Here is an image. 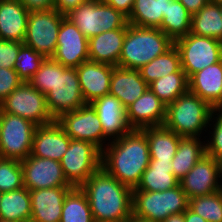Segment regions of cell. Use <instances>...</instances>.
<instances>
[{"instance_id":"cell-1","label":"cell","mask_w":222,"mask_h":222,"mask_svg":"<svg viewBox=\"0 0 222 222\" xmlns=\"http://www.w3.org/2000/svg\"><path fill=\"white\" fill-rule=\"evenodd\" d=\"M28 82L46 96L47 108L54 120L86 104L76 68L64 67L53 58H45Z\"/></svg>"},{"instance_id":"cell-2","label":"cell","mask_w":222,"mask_h":222,"mask_svg":"<svg viewBox=\"0 0 222 222\" xmlns=\"http://www.w3.org/2000/svg\"><path fill=\"white\" fill-rule=\"evenodd\" d=\"M104 144L101 167L132 190L139 185L150 163L149 145L145 133L132 129L119 139Z\"/></svg>"},{"instance_id":"cell-3","label":"cell","mask_w":222,"mask_h":222,"mask_svg":"<svg viewBox=\"0 0 222 222\" xmlns=\"http://www.w3.org/2000/svg\"><path fill=\"white\" fill-rule=\"evenodd\" d=\"M95 222H124L132 214V189L100 167L80 187Z\"/></svg>"},{"instance_id":"cell-4","label":"cell","mask_w":222,"mask_h":222,"mask_svg":"<svg viewBox=\"0 0 222 222\" xmlns=\"http://www.w3.org/2000/svg\"><path fill=\"white\" fill-rule=\"evenodd\" d=\"M173 45L174 42L159 28L128 24L117 66L139 70Z\"/></svg>"},{"instance_id":"cell-5","label":"cell","mask_w":222,"mask_h":222,"mask_svg":"<svg viewBox=\"0 0 222 222\" xmlns=\"http://www.w3.org/2000/svg\"><path fill=\"white\" fill-rule=\"evenodd\" d=\"M212 106L187 90L166 106L164 126L181 137H200L202 130L211 126Z\"/></svg>"},{"instance_id":"cell-6","label":"cell","mask_w":222,"mask_h":222,"mask_svg":"<svg viewBox=\"0 0 222 222\" xmlns=\"http://www.w3.org/2000/svg\"><path fill=\"white\" fill-rule=\"evenodd\" d=\"M189 198L178 184L166 191H132V213L152 222H162L172 214L184 213Z\"/></svg>"},{"instance_id":"cell-7","label":"cell","mask_w":222,"mask_h":222,"mask_svg":"<svg viewBox=\"0 0 222 222\" xmlns=\"http://www.w3.org/2000/svg\"><path fill=\"white\" fill-rule=\"evenodd\" d=\"M66 17L86 38L102 32L127 28V17L103 0H90L73 9Z\"/></svg>"},{"instance_id":"cell-8","label":"cell","mask_w":222,"mask_h":222,"mask_svg":"<svg viewBox=\"0 0 222 222\" xmlns=\"http://www.w3.org/2000/svg\"><path fill=\"white\" fill-rule=\"evenodd\" d=\"M180 54L181 68L189 78L196 72L222 60V41L188 33L174 41Z\"/></svg>"},{"instance_id":"cell-9","label":"cell","mask_w":222,"mask_h":222,"mask_svg":"<svg viewBox=\"0 0 222 222\" xmlns=\"http://www.w3.org/2000/svg\"><path fill=\"white\" fill-rule=\"evenodd\" d=\"M102 151L93 143L71 139L60 160L63 174L72 187H81L101 167Z\"/></svg>"},{"instance_id":"cell-10","label":"cell","mask_w":222,"mask_h":222,"mask_svg":"<svg viewBox=\"0 0 222 222\" xmlns=\"http://www.w3.org/2000/svg\"><path fill=\"white\" fill-rule=\"evenodd\" d=\"M0 106L4 113L20 116L37 126L55 121L48 111L46 96L29 82H22Z\"/></svg>"},{"instance_id":"cell-11","label":"cell","mask_w":222,"mask_h":222,"mask_svg":"<svg viewBox=\"0 0 222 222\" xmlns=\"http://www.w3.org/2000/svg\"><path fill=\"white\" fill-rule=\"evenodd\" d=\"M37 125L20 116L2 112L0 122V157L23 160L32 152Z\"/></svg>"},{"instance_id":"cell-12","label":"cell","mask_w":222,"mask_h":222,"mask_svg":"<svg viewBox=\"0 0 222 222\" xmlns=\"http://www.w3.org/2000/svg\"><path fill=\"white\" fill-rule=\"evenodd\" d=\"M64 17L65 15L56 9L30 12L23 44L45 58H52L56 51L59 28Z\"/></svg>"},{"instance_id":"cell-13","label":"cell","mask_w":222,"mask_h":222,"mask_svg":"<svg viewBox=\"0 0 222 222\" xmlns=\"http://www.w3.org/2000/svg\"><path fill=\"white\" fill-rule=\"evenodd\" d=\"M56 121L71 139L89 141L101 151L104 149L103 144L107 139L96 110L90 103L63 114Z\"/></svg>"},{"instance_id":"cell-14","label":"cell","mask_w":222,"mask_h":222,"mask_svg":"<svg viewBox=\"0 0 222 222\" xmlns=\"http://www.w3.org/2000/svg\"><path fill=\"white\" fill-rule=\"evenodd\" d=\"M20 162L24 187L28 190L72 187L63 174L60 161L35 157L30 154Z\"/></svg>"},{"instance_id":"cell-15","label":"cell","mask_w":222,"mask_h":222,"mask_svg":"<svg viewBox=\"0 0 222 222\" xmlns=\"http://www.w3.org/2000/svg\"><path fill=\"white\" fill-rule=\"evenodd\" d=\"M88 41L66 16L59 28L57 46L53 59L68 68H77L89 60Z\"/></svg>"},{"instance_id":"cell-16","label":"cell","mask_w":222,"mask_h":222,"mask_svg":"<svg viewBox=\"0 0 222 222\" xmlns=\"http://www.w3.org/2000/svg\"><path fill=\"white\" fill-rule=\"evenodd\" d=\"M218 179V161L205 154L194 167L179 180V185L190 199L219 191Z\"/></svg>"},{"instance_id":"cell-17","label":"cell","mask_w":222,"mask_h":222,"mask_svg":"<svg viewBox=\"0 0 222 222\" xmlns=\"http://www.w3.org/2000/svg\"><path fill=\"white\" fill-rule=\"evenodd\" d=\"M90 104L96 110L107 140L111 137V141L119 139L132 130L127 121L126 108L114 95L106 94Z\"/></svg>"},{"instance_id":"cell-18","label":"cell","mask_w":222,"mask_h":222,"mask_svg":"<svg viewBox=\"0 0 222 222\" xmlns=\"http://www.w3.org/2000/svg\"><path fill=\"white\" fill-rule=\"evenodd\" d=\"M126 117L132 129L161 126L166 118V105L148 88L126 108Z\"/></svg>"},{"instance_id":"cell-19","label":"cell","mask_w":222,"mask_h":222,"mask_svg":"<svg viewBox=\"0 0 222 222\" xmlns=\"http://www.w3.org/2000/svg\"><path fill=\"white\" fill-rule=\"evenodd\" d=\"M70 140L71 138L56 120L47 125L37 126L31 155L60 161L68 150Z\"/></svg>"},{"instance_id":"cell-20","label":"cell","mask_w":222,"mask_h":222,"mask_svg":"<svg viewBox=\"0 0 222 222\" xmlns=\"http://www.w3.org/2000/svg\"><path fill=\"white\" fill-rule=\"evenodd\" d=\"M112 65L85 61L76 68L81 92L86 103L109 94Z\"/></svg>"},{"instance_id":"cell-21","label":"cell","mask_w":222,"mask_h":222,"mask_svg":"<svg viewBox=\"0 0 222 222\" xmlns=\"http://www.w3.org/2000/svg\"><path fill=\"white\" fill-rule=\"evenodd\" d=\"M74 187H54L29 190L31 196V221L60 222L63 202Z\"/></svg>"},{"instance_id":"cell-22","label":"cell","mask_w":222,"mask_h":222,"mask_svg":"<svg viewBox=\"0 0 222 222\" xmlns=\"http://www.w3.org/2000/svg\"><path fill=\"white\" fill-rule=\"evenodd\" d=\"M147 89L148 84L142 78L140 70L113 67L109 94L119 99L125 108L135 102Z\"/></svg>"},{"instance_id":"cell-23","label":"cell","mask_w":222,"mask_h":222,"mask_svg":"<svg viewBox=\"0 0 222 222\" xmlns=\"http://www.w3.org/2000/svg\"><path fill=\"white\" fill-rule=\"evenodd\" d=\"M29 13L19 0H0V39L23 43Z\"/></svg>"},{"instance_id":"cell-24","label":"cell","mask_w":222,"mask_h":222,"mask_svg":"<svg viewBox=\"0 0 222 222\" xmlns=\"http://www.w3.org/2000/svg\"><path fill=\"white\" fill-rule=\"evenodd\" d=\"M127 28L102 32L89 38V60L117 66Z\"/></svg>"},{"instance_id":"cell-25","label":"cell","mask_w":222,"mask_h":222,"mask_svg":"<svg viewBox=\"0 0 222 222\" xmlns=\"http://www.w3.org/2000/svg\"><path fill=\"white\" fill-rule=\"evenodd\" d=\"M222 87V60L194 73L188 78V90L213 106Z\"/></svg>"},{"instance_id":"cell-26","label":"cell","mask_w":222,"mask_h":222,"mask_svg":"<svg viewBox=\"0 0 222 222\" xmlns=\"http://www.w3.org/2000/svg\"><path fill=\"white\" fill-rule=\"evenodd\" d=\"M147 138L150 160L172 161L181 136L164 125L141 129Z\"/></svg>"},{"instance_id":"cell-27","label":"cell","mask_w":222,"mask_h":222,"mask_svg":"<svg viewBox=\"0 0 222 222\" xmlns=\"http://www.w3.org/2000/svg\"><path fill=\"white\" fill-rule=\"evenodd\" d=\"M199 137H181L178 149L172 159V171L174 176L182 179L194 165L206 154L205 141Z\"/></svg>"},{"instance_id":"cell-28","label":"cell","mask_w":222,"mask_h":222,"mask_svg":"<svg viewBox=\"0 0 222 222\" xmlns=\"http://www.w3.org/2000/svg\"><path fill=\"white\" fill-rule=\"evenodd\" d=\"M171 162L150 160L139 185L133 190L156 192L176 187L179 180L173 174Z\"/></svg>"},{"instance_id":"cell-29","label":"cell","mask_w":222,"mask_h":222,"mask_svg":"<svg viewBox=\"0 0 222 222\" xmlns=\"http://www.w3.org/2000/svg\"><path fill=\"white\" fill-rule=\"evenodd\" d=\"M0 219L17 222L31 221V196L26 187L2 193Z\"/></svg>"},{"instance_id":"cell-30","label":"cell","mask_w":222,"mask_h":222,"mask_svg":"<svg viewBox=\"0 0 222 222\" xmlns=\"http://www.w3.org/2000/svg\"><path fill=\"white\" fill-rule=\"evenodd\" d=\"M170 2V0H135L127 21L138 27L158 28L166 16Z\"/></svg>"},{"instance_id":"cell-31","label":"cell","mask_w":222,"mask_h":222,"mask_svg":"<svg viewBox=\"0 0 222 222\" xmlns=\"http://www.w3.org/2000/svg\"><path fill=\"white\" fill-rule=\"evenodd\" d=\"M190 33L222 41L220 4L208 2L200 11L192 14Z\"/></svg>"},{"instance_id":"cell-32","label":"cell","mask_w":222,"mask_h":222,"mask_svg":"<svg viewBox=\"0 0 222 222\" xmlns=\"http://www.w3.org/2000/svg\"><path fill=\"white\" fill-rule=\"evenodd\" d=\"M191 20L192 15L181 2L171 1L158 28L174 42L191 31Z\"/></svg>"},{"instance_id":"cell-33","label":"cell","mask_w":222,"mask_h":222,"mask_svg":"<svg viewBox=\"0 0 222 222\" xmlns=\"http://www.w3.org/2000/svg\"><path fill=\"white\" fill-rule=\"evenodd\" d=\"M180 69V54L173 45L163 55L157 56L139 70L142 78L149 85L163 76L178 72Z\"/></svg>"},{"instance_id":"cell-34","label":"cell","mask_w":222,"mask_h":222,"mask_svg":"<svg viewBox=\"0 0 222 222\" xmlns=\"http://www.w3.org/2000/svg\"><path fill=\"white\" fill-rule=\"evenodd\" d=\"M148 88L167 106L188 90V78L181 68L155 80Z\"/></svg>"},{"instance_id":"cell-35","label":"cell","mask_w":222,"mask_h":222,"mask_svg":"<svg viewBox=\"0 0 222 222\" xmlns=\"http://www.w3.org/2000/svg\"><path fill=\"white\" fill-rule=\"evenodd\" d=\"M60 222H95L88 198L80 187H74L66 195Z\"/></svg>"},{"instance_id":"cell-36","label":"cell","mask_w":222,"mask_h":222,"mask_svg":"<svg viewBox=\"0 0 222 222\" xmlns=\"http://www.w3.org/2000/svg\"><path fill=\"white\" fill-rule=\"evenodd\" d=\"M188 208L207 222H222V192L190 198Z\"/></svg>"},{"instance_id":"cell-37","label":"cell","mask_w":222,"mask_h":222,"mask_svg":"<svg viewBox=\"0 0 222 222\" xmlns=\"http://www.w3.org/2000/svg\"><path fill=\"white\" fill-rule=\"evenodd\" d=\"M44 60V56L23 44L19 49L18 56L16 57L14 70L18 73L19 78L23 82H28L40 69Z\"/></svg>"},{"instance_id":"cell-38","label":"cell","mask_w":222,"mask_h":222,"mask_svg":"<svg viewBox=\"0 0 222 222\" xmlns=\"http://www.w3.org/2000/svg\"><path fill=\"white\" fill-rule=\"evenodd\" d=\"M24 187L20 160L0 157V192H9Z\"/></svg>"},{"instance_id":"cell-39","label":"cell","mask_w":222,"mask_h":222,"mask_svg":"<svg viewBox=\"0 0 222 222\" xmlns=\"http://www.w3.org/2000/svg\"><path fill=\"white\" fill-rule=\"evenodd\" d=\"M211 121L214 122V124H212L214 126H212L213 131L210 133L212 134L211 138H209L211 140L206 141L207 143L205 144L206 155L215 158L217 161H220L222 160V112H213L210 122Z\"/></svg>"},{"instance_id":"cell-40","label":"cell","mask_w":222,"mask_h":222,"mask_svg":"<svg viewBox=\"0 0 222 222\" xmlns=\"http://www.w3.org/2000/svg\"><path fill=\"white\" fill-rule=\"evenodd\" d=\"M23 43L0 39V67L14 69L16 57Z\"/></svg>"},{"instance_id":"cell-41","label":"cell","mask_w":222,"mask_h":222,"mask_svg":"<svg viewBox=\"0 0 222 222\" xmlns=\"http://www.w3.org/2000/svg\"><path fill=\"white\" fill-rule=\"evenodd\" d=\"M23 81L14 69L0 67V102H2Z\"/></svg>"},{"instance_id":"cell-42","label":"cell","mask_w":222,"mask_h":222,"mask_svg":"<svg viewBox=\"0 0 222 222\" xmlns=\"http://www.w3.org/2000/svg\"><path fill=\"white\" fill-rule=\"evenodd\" d=\"M29 12L54 9V0H19Z\"/></svg>"},{"instance_id":"cell-43","label":"cell","mask_w":222,"mask_h":222,"mask_svg":"<svg viewBox=\"0 0 222 222\" xmlns=\"http://www.w3.org/2000/svg\"><path fill=\"white\" fill-rule=\"evenodd\" d=\"M90 0H54V9L63 15H67L80 4Z\"/></svg>"},{"instance_id":"cell-44","label":"cell","mask_w":222,"mask_h":222,"mask_svg":"<svg viewBox=\"0 0 222 222\" xmlns=\"http://www.w3.org/2000/svg\"><path fill=\"white\" fill-rule=\"evenodd\" d=\"M109 6H112L115 10L120 11L127 18L131 14L133 4L135 0H103Z\"/></svg>"},{"instance_id":"cell-45","label":"cell","mask_w":222,"mask_h":222,"mask_svg":"<svg viewBox=\"0 0 222 222\" xmlns=\"http://www.w3.org/2000/svg\"><path fill=\"white\" fill-rule=\"evenodd\" d=\"M181 4L192 15L200 11L209 0H181Z\"/></svg>"},{"instance_id":"cell-46","label":"cell","mask_w":222,"mask_h":222,"mask_svg":"<svg viewBox=\"0 0 222 222\" xmlns=\"http://www.w3.org/2000/svg\"><path fill=\"white\" fill-rule=\"evenodd\" d=\"M185 222H207L200 215L195 214L189 208L184 212Z\"/></svg>"},{"instance_id":"cell-47","label":"cell","mask_w":222,"mask_h":222,"mask_svg":"<svg viewBox=\"0 0 222 222\" xmlns=\"http://www.w3.org/2000/svg\"><path fill=\"white\" fill-rule=\"evenodd\" d=\"M162 222H185L184 213L172 214Z\"/></svg>"},{"instance_id":"cell-48","label":"cell","mask_w":222,"mask_h":222,"mask_svg":"<svg viewBox=\"0 0 222 222\" xmlns=\"http://www.w3.org/2000/svg\"><path fill=\"white\" fill-rule=\"evenodd\" d=\"M124 222H152V221L138 217L132 213Z\"/></svg>"},{"instance_id":"cell-49","label":"cell","mask_w":222,"mask_h":222,"mask_svg":"<svg viewBox=\"0 0 222 222\" xmlns=\"http://www.w3.org/2000/svg\"><path fill=\"white\" fill-rule=\"evenodd\" d=\"M214 112H222V87L218 101L212 106Z\"/></svg>"},{"instance_id":"cell-50","label":"cell","mask_w":222,"mask_h":222,"mask_svg":"<svg viewBox=\"0 0 222 222\" xmlns=\"http://www.w3.org/2000/svg\"><path fill=\"white\" fill-rule=\"evenodd\" d=\"M218 177H222V160L218 161ZM219 191L222 192V184L219 181Z\"/></svg>"},{"instance_id":"cell-51","label":"cell","mask_w":222,"mask_h":222,"mask_svg":"<svg viewBox=\"0 0 222 222\" xmlns=\"http://www.w3.org/2000/svg\"><path fill=\"white\" fill-rule=\"evenodd\" d=\"M209 2H212L214 4H222V0H209Z\"/></svg>"},{"instance_id":"cell-52","label":"cell","mask_w":222,"mask_h":222,"mask_svg":"<svg viewBox=\"0 0 222 222\" xmlns=\"http://www.w3.org/2000/svg\"><path fill=\"white\" fill-rule=\"evenodd\" d=\"M0 222H17V221H11V220H3V219H0Z\"/></svg>"},{"instance_id":"cell-53","label":"cell","mask_w":222,"mask_h":222,"mask_svg":"<svg viewBox=\"0 0 222 222\" xmlns=\"http://www.w3.org/2000/svg\"><path fill=\"white\" fill-rule=\"evenodd\" d=\"M2 109H1V106H0V122H1V118H2Z\"/></svg>"},{"instance_id":"cell-54","label":"cell","mask_w":222,"mask_h":222,"mask_svg":"<svg viewBox=\"0 0 222 222\" xmlns=\"http://www.w3.org/2000/svg\"><path fill=\"white\" fill-rule=\"evenodd\" d=\"M221 16H222V4H220Z\"/></svg>"}]
</instances>
